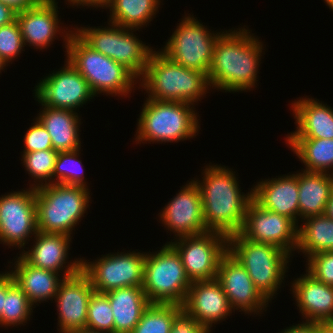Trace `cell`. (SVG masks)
<instances>
[{"label": "cell", "mask_w": 333, "mask_h": 333, "mask_svg": "<svg viewBox=\"0 0 333 333\" xmlns=\"http://www.w3.org/2000/svg\"><path fill=\"white\" fill-rule=\"evenodd\" d=\"M245 26L223 30L216 40L207 75L212 89L235 93L257 87L264 45Z\"/></svg>", "instance_id": "cell-1"}, {"label": "cell", "mask_w": 333, "mask_h": 333, "mask_svg": "<svg viewBox=\"0 0 333 333\" xmlns=\"http://www.w3.org/2000/svg\"><path fill=\"white\" fill-rule=\"evenodd\" d=\"M204 167L202 180H193L200 188L207 230L227 236L239 233L252 200V188L248 193L241 192L238 175L228 166L211 163Z\"/></svg>", "instance_id": "cell-2"}, {"label": "cell", "mask_w": 333, "mask_h": 333, "mask_svg": "<svg viewBox=\"0 0 333 333\" xmlns=\"http://www.w3.org/2000/svg\"><path fill=\"white\" fill-rule=\"evenodd\" d=\"M138 81V88L146 91L148 99L192 105H197L211 88L205 73L175 63L160 49L152 51L144 74Z\"/></svg>", "instance_id": "cell-3"}, {"label": "cell", "mask_w": 333, "mask_h": 333, "mask_svg": "<svg viewBox=\"0 0 333 333\" xmlns=\"http://www.w3.org/2000/svg\"><path fill=\"white\" fill-rule=\"evenodd\" d=\"M142 107L134 135L137 144L178 143L196 137L201 129L192 104L146 98Z\"/></svg>", "instance_id": "cell-4"}, {"label": "cell", "mask_w": 333, "mask_h": 333, "mask_svg": "<svg viewBox=\"0 0 333 333\" xmlns=\"http://www.w3.org/2000/svg\"><path fill=\"white\" fill-rule=\"evenodd\" d=\"M67 59L87 80L95 96L104 93L112 97H128L138 78L124 65L93 50L75 32L70 35L66 51Z\"/></svg>", "instance_id": "cell-5"}, {"label": "cell", "mask_w": 333, "mask_h": 333, "mask_svg": "<svg viewBox=\"0 0 333 333\" xmlns=\"http://www.w3.org/2000/svg\"><path fill=\"white\" fill-rule=\"evenodd\" d=\"M228 252L246 269L262 296L272 302L288 276L292 256L276 245L253 242L240 233L228 236Z\"/></svg>", "instance_id": "cell-6"}, {"label": "cell", "mask_w": 333, "mask_h": 333, "mask_svg": "<svg viewBox=\"0 0 333 333\" xmlns=\"http://www.w3.org/2000/svg\"><path fill=\"white\" fill-rule=\"evenodd\" d=\"M89 190L84 186L56 183L36 188L37 231L73 235L90 206Z\"/></svg>", "instance_id": "cell-7"}, {"label": "cell", "mask_w": 333, "mask_h": 333, "mask_svg": "<svg viewBox=\"0 0 333 333\" xmlns=\"http://www.w3.org/2000/svg\"><path fill=\"white\" fill-rule=\"evenodd\" d=\"M191 283L180 254L169 242L146 253L143 290L150 303L182 306Z\"/></svg>", "instance_id": "cell-8"}, {"label": "cell", "mask_w": 333, "mask_h": 333, "mask_svg": "<svg viewBox=\"0 0 333 333\" xmlns=\"http://www.w3.org/2000/svg\"><path fill=\"white\" fill-rule=\"evenodd\" d=\"M108 26L74 27V32L93 50L124 65L138 79L144 74L154 49L133 33L137 29L124 28L108 22Z\"/></svg>", "instance_id": "cell-9"}, {"label": "cell", "mask_w": 333, "mask_h": 333, "mask_svg": "<svg viewBox=\"0 0 333 333\" xmlns=\"http://www.w3.org/2000/svg\"><path fill=\"white\" fill-rule=\"evenodd\" d=\"M209 30L187 13L160 51L175 63L208 75L215 42L223 32Z\"/></svg>", "instance_id": "cell-10"}, {"label": "cell", "mask_w": 333, "mask_h": 333, "mask_svg": "<svg viewBox=\"0 0 333 333\" xmlns=\"http://www.w3.org/2000/svg\"><path fill=\"white\" fill-rule=\"evenodd\" d=\"M146 252L128 251L82 259V270L89 276L95 292L107 293L122 287H143Z\"/></svg>", "instance_id": "cell-11"}, {"label": "cell", "mask_w": 333, "mask_h": 333, "mask_svg": "<svg viewBox=\"0 0 333 333\" xmlns=\"http://www.w3.org/2000/svg\"><path fill=\"white\" fill-rule=\"evenodd\" d=\"M173 240L169 243L180 254L186 275L191 282L217 278L220 260L228 252L227 235L208 231Z\"/></svg>", "instance_id": "cell-12"}, {"label": "cell", "mask_w": 333, "mask_h": 333, "mask_svg": "<svg viewBox=\"0 0 333 333\" xmlns=\"http://www.w3.org/2000/svg\"><path fill=\"white\" fill-rule=\"evenodd\" d=\"M37 232L35 188L1 195L0 244L23 251Z\"/></svg>", "instance_id": "cell-13"}, {"label": "cell", "mask_w": 333, "mask_h": 333, "mask_svg": "<svg viewBox=\"0 0 333 333\" xmlns=\"http://www.w3.org/2000/svg\"><path fill=\"white\" fill-rule=\"evenodd\" d=\"M65 62L63 68L53 70L35 86L33 96L40 106L77 111L96 97L87 80L67 59Z\"/></svg>", "instance_id": "cell-14"}, {"label": "cell", "mask_w": 333, "mask_h": 333, "mask_svg": "<svg viewBox=\"0 0 333 333\" xmlns=\"http://www.w3.org/2000/svg\"><path fill=\"white\" fill-rule=\"evenodd\" d=\"M239 233L253 242L276 245L291 256L297 248L298 225L284 215L262 208L253 199L247 205Z\"/></svg>", "instance_id": "cell-15"}, {"label": "cell", "mask_w": 333, "mask_h": 333, "mask_svg": "<svg viewBox=\"0 0 333 333\" xmlns=\"http://www.w3.org/2000/svg\"><path fill=\"white\" fill-rule=\"evenodd\" d=\"M181 188L158 214L161 223L170 233L173 232L174 239L208 232L200 188L193 179Z\"/></svg>", "instance_id": "cell-16"}, {"label": "cell", "mask_w": 333, "mask_h": 333, "mask_svg": "<svg viewBox=\"0 0 333 333\" xmlns=\"http://www.w3.org/2000/svg\"><path fill=\"white\" fill-rule=\"evenodd\" d=\"M57 4L56 0H40L32 8L16 14L25 46H34V49L41 51L49 48L60 35L65 42L64 48H67L74 28L69 30L68 27H64L67 31L62 29Z\"/></svg>", "instance_id": "cell-17"}, {"label": "cell", "mask_w": 333, "mask_h": 333, "mask_svg": "<svg viewBox=\"0 0 333 333\" xmlns=\"http://www.w3.org/2000/svg\"><path fill=\"white\" fill-rule=\"evenodd\" d=\"M216 279L234 312L239 310L244 314L258 315L269 307V302L257 290L246 269L229 252L220 260Z\"/></svg>", "instance_id": "cell-18"}, {"label": "cell", "mask_w": 333, "mask_h": 333, "mask_svg": "<svg viewBox=\"0 0 333 333\" xmlns=\"http://www.w3.org/2000/svg\"><path fill=\"white\" fill-rule=\"evenodd\" d=\"M94 291L89 276L82 269L61 281L53 299L59 312V333L86 328L88 303Z\"/></svg>", "instance_id": "cell-19"}, {"label": "cell", "mask_w": 333, "mask_h": 333, "mask_svg": "<svg viewBox=\"0 0 333 333\" xmlns=\"http://www.w3.org/2000/svg\"><path fill=\"white\" fill-rule=\"evenodd\" d=\"M72 237L38 231L33 238L35 243L33 242L32 248L28 247V251L23 250L19 255L36 268L61 273L64 278L72 276L82 269L83 259L82 257L70 260V262L67 261Z\"/></svg>", "instance_id": "cell-20"}, {"label": "cell", "mask_w": 333, "mask_h": 333, "mask_svg": "<svg viewBox=\"0 0 333 333\" xmlns=\"http://www.w3.org/2000/svg\"><path fill=\"white\" fill-rule=\"evenodd\" d=\"M182 309L210 332L215 324L226 320L233 312L217 279L192 282Z\"/></svg>", "instance_id": "cell-21"}, {"label": "cell", "mask_w": 333, "mask_h": 333, "mask_svg": "<svg viewBox=\"0 0 333 333\" xmlns=\"http://www.w3.org/2000/svg\"><path fill=\"white\" fill-rule=\"evenodd\" d=\"M296 173V174H295ZM262 179L252 187V199L262 208L299 223L298 172Z\"/></svg>", "instance_id": "cell-22"}, {"label": "cell", "mask_w": 333, "mask_h": 333, "mask_svg": "<svg viewBox=\"0 0 333 333\" xmlns=\"http://www.w3.org/2000/svg\"><path fill=\"white\" fill-rule=\"evenodd\" d=\"M293 282V283H292ZM291 282L289 289L303 321L333 322V286L318 281L306 271Z\"/></svg>", "instance_id": "cell-23"}, {"label": "cell", "mask_w": 333, "mask_h": 333, "mask_svg": "<svg viewBox=\"0 0 333 333\" xmlns=\"http://www.w3.org/2000/svg\"><path fill=\"white\" fill-rule=\"evenodd\" d=\"M290 105L297 127L286 138L333 139V108L327 103L305 96Z\"/></svg>", "instance_id": "cell-24"}, {"label": "cell", "mask_w": 333, "mask_h": 333, "mask_svg": "<svg viewBox=\"0 0 333 333\" xmlns=\"http://www.w3.org/2000/svg\"><path fill=\"white\" fill-rule=\"evenodd\" d=\"M16 258L14 263L13 260L8 262L12 263V266L14 265L8 272L26 294L29 302L36 307L41 302L53 301L64 277L51 270L36 268L27 263L20 255Z\"/></svg>", "instance_id": "cell-25"}, {"label": "cell", "mask_w": 333, "mask_h": 333, "mask_svg": "<svg viewBox=\"0 0 333 333\" xmlns=\"http://www.w3.org/2000/svg\"><path fill=\"white\" fill-rule=\"evenodd\" d=\"M41 108L36 119L48 131L53 149L56 152L81 149L79 113L69 109H55L46 106Z\"/></svg>", "instance_id": "cell-26"}, {"label": "cell", "mask_w": 333, "mask_h": 333, "mask_svg": "<svg viewBox=\"0 0 333 333\" xmlns=\"http://www.w3.org/2000/svg\"><path fill=\"white\" fill-rule=\"evenodd\" d=\"M114 318V333H132L150 302L143 287H122L105 293Z\"/></svg>", "instance_id": "cell-27"}, {"label": "cell", "mask_w": 333, "mask_h": 333, "mask_svg": "<svg viewBox=\"0 0 333 333\" xmlns=\"http://www.w3.org/2000/svg\"><path fill=\"white\" fill-rule=\"evenodd\" d=\"M299 219L325 214L333 191V174L298 171Z\"/></svg>", "instance_id": "cell-28"}, {"label": "cell", "mask_w": 333, "mask_h": 333, "mask_svg": "<svg viewBox=\"0 0 333 333\" xmlns=\"http://www.w3.org/2000/svg\"><path fill=\"white\" fill-rule=\"evenodd\" d=\"M160 4L161 0H108L101 8L109 9V22L139 31L156 17Z\"/></svg>", "instance_id": "cell-29"}, {"label": "cell", "mask_w": 333, "mask_h": 333, "mask_svg": "<svg viewBox=\"0 0 333 333\" xmlns=\"http://www.w3.org/2000/svg\"><path fill=\"white\" fill-rule=\"evenodd\" d=\"M285 141L305 165L302 170L333 174V139L285 138Z\"/></svg>", "instance_id": "cell-30"}, {"label": "cell", "mask_w": 333, "mask_h": 333, "mask_svg": "<svg viewBox=\"0 0 333 333\" xmlns=\"http://www.w3.org/2000/svg\"><path fill=\"white\" fill-rule=\"evenodd\" d=\"M298 225L296 252L304 257L326 251H333V220L326 214L311 216ZM298 250V251H297Z\"/></svg>", "instance_id": "cell-31"}, {"label": "cell", "mask_w": 333, "mask_h": 333, "mask_svg": "<svg viewBox=\"0 0 333 333\" xmlns=\"http://www.w3.org/2000/svg\"><path fill=\"white\" fill-rule=\"evenodd\" d=\"M35 308L28 300L26 294L14 281L13 276L6 271V297L2 309L0 327H17L26 325ZM26 323V324H25Z\"/></svg>", "instance_id": "cell-32"}, {"label": "cell", "mask_w": 333, "mask_h": 333, "mask_svg": "<svg viewBox=\"0 0 333 333\" xmlns=\"http://www.w3.org/2000/svg\"><path fill=\"white\" fill-rule=\"evenodd\" d=\"M182 310L177 304L150 303L132 333H170L176 315Z\"/></svg>", "instance_id": "cell-33"}, {"label": "cell", "mask_w": 333, "mask_h": 333, "mask_svg": "<svg viewBox=\"0 0 333 333\" xmlns=\"http://www.w3.org/2000/svg\"><path fill=\"white\" fill-rule=\"evenodd\" d=\"M57 155L58 152L54 149L39 150L21 155V163L34 182L29 185L31 188L36 189L44 185L52 184V175Z\"/></svg>", "instance_id": "cell-34"}, {"label": "cell", "mask_w": 333, "mask_h": 333, "mask_svg": "<svg viewBox=\"0 0 333 333\" xmlns=\"http://www.w3.org/2000/svg\"><path fill=\"white\" fill-rule=\"evenodd\" d=\"M80 150L58 152L52 175V183L88 188V183L85 181L84 168L79 158Z\"/></svg>", "instance_id": "cell-35"}, {"label": "cell", "mask_w": 333, "mask_h": 333, "mask_svg": "<svg viewBox=\"0 0 333 333\" xmlns=\"http://www.w3.org/2000/svg\"><path fill=\"white\" fill-rule=\"evenodd\" d=\"M86 328L99 332L114 333V318L108 296L95 292L89 299Z\"/></svg>", "instance_id": "cell-36"}, {"label": "cell", "mask_w": 333, "mask_h": 333, "mask_svg": "<svg viewBox=\"0 0 333 333\" xmlns=\"http://www.w3.org/2000/svg\"><path fill=\"white\" fill-rule=\"evenodd\" d=\"M25 48L18 22L0 27V59L8 66Z\"/></svg>", "instance_id": "cell-37"}, {"label": "cell", "mask_w": 333, "mask_h": 333, "mask_svg": "<svg viewBox=\"0 0 333 333\" xmlns=\"http://www.w3.org/2000/svg\"><path fill=\"white\" fill-rule=\"evenodd\" d=\"M306 271L318 281L333 286V251L315 253L306 260Z\"/></svg>", "instance_id": "cell-38"}, {"label": "cell", "mask_w": 333, "mask_h": 333, "mask_svg": "<svg viewBox=\"0 0 333 333\" xmlns=\"http://www.w3.org/2000/svg\"><path fill=\"white\" fill-rule=\"evenodd\" d=\"M35 120V121H34ZM32 126L27 129L24 135L23 153L35 152L39 150L53 149L51 137L46 128L35 118Z\"/></svg>", "instance_id": "cell-39"}, {"label": "cell", "mask_w": 333, "mask_h": 333, "mask_svg": "<svg viewBox=\"0 0 333 333\" xmlns=\"http://www.w3.org/2000/svg\"><path fill=\"white\" fill-rule=\"evenodd\" d=\"M170 333H211L194 317L188 315L183 309L176 315Z\"/></svg>", "instance_id": "cell-40"}, {"label": "cell", "mask_w": 333, "mask_h": 333, "mask_svg": "<svg viewBox=\"0 0 333 333\" xmlns=\"http://www.w3.org/2000/svg\"><path fill=\"white\" fill-rule=\"evenodd\" d=\"M278 333H318V322L302 321L301 323L286 327Z\"/></svg>", "instance_id": "cell-41"}, {"label": "cell", "mask_w": 333, "mask_h": 333, "mask_svg": "<svg viewBox=\"0 0 333 333\" xmlns=\"http://www.w3.org/2000/svg\"><path fill=\"white\" fill-rule=\"evenodd\" d=\"M40 0H0L16 13L23 12L35 6Z\"/></svg>", "instance_id": "cell-42"}, {"label": "cell", "mask_w": 333, "mask_h": 333, "mask_svg": "<svg viewBox=\"0 0 333 333\" xmlns=\"http://www.w3.org/2000/svg\"><path fill=\"white\" fill-rule=\"evenodd\" d=\"M16 12L0 2V27L8 25L16 20Z\"/></svg>", "instance_id": "cell-43"}, {"label": "cell", "mask_w": 333, "mask_h": 333, "mask_svg": "<svg viewBox=\"0 0 333 333\" xmlns=\"http://www.w3.org/2000/svg\"><path fill=\"white\" fill-rule=\"evenodd\" d=\"M66 2H68V5L70 6H81V7H85L89 8V7H94L96 9H98L99 7L101 8L103 6V4L105 2H107L108 0H65Z\"/></svg>", "instance_id": "cell-44"}, {"label": "cell", "mask_w": 333, "mask_h": 333, "mask_svg": "<svg viewBox=\"0 0 333 333\" xmlns=\"http://www.w3.org/2000/svg\"><path fill=\"white\" fill-rule=\"evenodd\" d=\"M6 297V271L0 273V319L4 307V298Z\"/></svg>", "instance_id": "cell-45"}, {"label": "cell", "mask_w": 333, "mask_h": 333, "mask_svg": "<svg viewBox=\"0 0 333 333\" xmlns=\"http://www.w3.org/2000/svg\"><path fill=\"white\" fill-rule=\"evenodd\" d=\"M318 333H333V322L318 323Z\"/></svg>", "instance_id": "cell-46"}, {"label": "cell", "mask_w": 333, "mask_h": 333, "mask_svg": "<svg viewBox=\"0 0 333 333\" xmlns=\"http://www.w3.org/2000/svg\"><path fill=\"white\" fill-rule=\"evenodd\" d=\"M325 214L333 220V191L327 203Z\"/></svg>", "instance_id": "cell-47"}, {"label": "cell", "mask_w": 333, "mask_h": 333, "mask_svg": "<svg viewBox=\"0 0 333 333\" xmlns=\"http://www.w3.org/2000/svg\"><path fill=\"white\" fill-rule=\"evenodd\" d=\"M71 333H108V332H99V331H95V330H90V329L84 328V329H81V330L73 331Z\"/></svg>", "instance_id": "cell-48"}, {"label": "cell", "mask_w": 333, "mask_h": 333, "mask_svg": "<svg viewBox=\"0 0 333 333\" xmlns=\"http://www.w3.org/2000/svg\"><path fill=\"white\" fill-rule=\"evenodd\" d=\"M324 3H326V6L333 11V0H324Z\"/></svg>", "instance_id": "cell-49"}, {"label": "cell", "mask_w": 333, "mask_h": 333, "mask_svg": "<svg viewBox=\"0 0 333 333\" xmlns=\"http://www.w3.org/2000/svg\"><path fill=\"white\" fill-rule=\"evenodd\" d=\"M6 67L5 63L0 59V73L2 70L4 71Z\"/></svg>", "instance_id": "cell-50"}]
</instances>
